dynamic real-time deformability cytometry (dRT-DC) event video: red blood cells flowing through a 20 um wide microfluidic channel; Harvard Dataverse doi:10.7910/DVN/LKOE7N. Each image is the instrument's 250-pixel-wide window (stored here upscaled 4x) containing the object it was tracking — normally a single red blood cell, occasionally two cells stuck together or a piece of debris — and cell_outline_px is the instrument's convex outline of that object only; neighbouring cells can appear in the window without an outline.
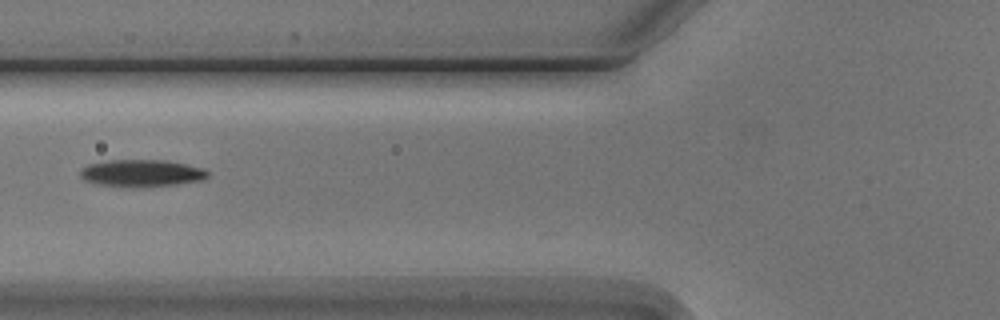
{"species": "Egyptian fruit bat (a non-hibernating species)", "species_latin": "Rousettus aegyptiacus", "temperature_condition": "cold", "stored_images_in_passage": 3, "camera_frame_rate_fps": 3000, "um_per_image_px": 0.085, "animal": {"sex": "male"}, "frame": {"image": 1, "passage_image": 3, "time_ms": 2.333, "image_size_px": [1000, 320], "cell_outline_px": [[208, 176], [200, 180], [176, 184], [144, 188], [124, 188], [96, 184], [84, 180], [80, 176], [80, 172], [88, 164], [108, 160], [164, 160], [204, 168], [208, 172]], "centroid_in_image_um": [11.99, 14.74], "position_along_channel_um": 113.8, "area_um2": 20.4}}